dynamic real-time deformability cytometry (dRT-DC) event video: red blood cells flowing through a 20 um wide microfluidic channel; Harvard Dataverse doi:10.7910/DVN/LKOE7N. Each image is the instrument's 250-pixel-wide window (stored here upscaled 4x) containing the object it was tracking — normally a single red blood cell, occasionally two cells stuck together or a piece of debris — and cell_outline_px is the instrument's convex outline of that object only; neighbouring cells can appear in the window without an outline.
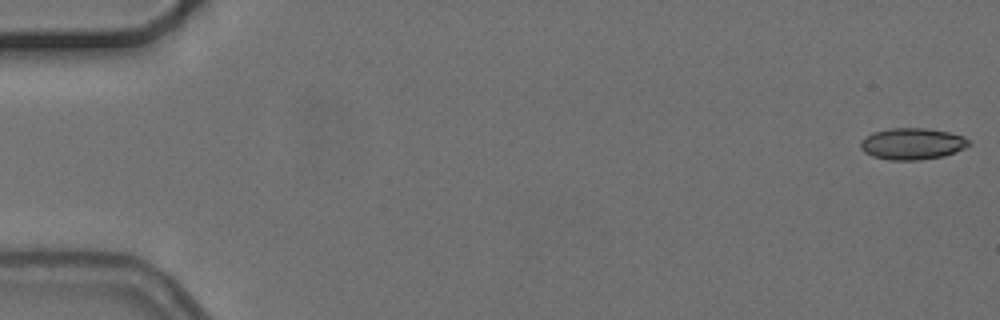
{"species": "common noctule bat (a hibernating species)", "species_latin": "Nyctalus noctula", "temperature_condition": "cold", "stored_images_in_passage": 4, "camera_frame_rate_fps": 3000, "um_per_image_px": 0.085, "animal": {"sex": "female", "body_mass_g": 24.6, "forearm_length_mm": 56.2}, "frame": {"image": 1, "passage_image": 1, "time_ms": 0.0, "image_size_px": [1000, 320], "cell_outline_px": [[972, 144], [964, 148], [944, 156], [920, 160], [888, 160], [872, 156], [864, 152], [860, 148], [860, 140], [872, 132], [888, 128], [924, 128], [948, 132], [964, 136]], "centroid_in_image_um": [77.51, 12.22], "position_along_channel_um": 7.5, "area_um2": 20.06}}